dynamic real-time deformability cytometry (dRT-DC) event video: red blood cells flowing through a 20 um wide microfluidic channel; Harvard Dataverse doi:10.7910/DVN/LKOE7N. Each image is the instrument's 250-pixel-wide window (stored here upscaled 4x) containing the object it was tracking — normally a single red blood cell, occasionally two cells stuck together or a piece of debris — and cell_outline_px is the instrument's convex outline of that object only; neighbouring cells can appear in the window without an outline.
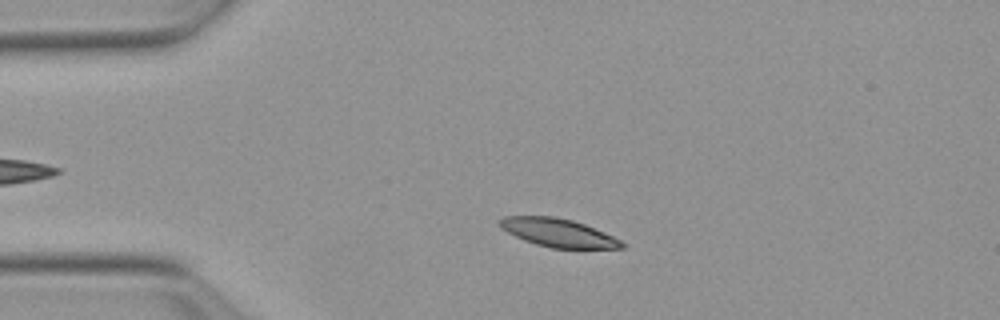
{"species": "Egyptian fruit bat (a non-hibernating species)", "species_latin": "Rousettus aegyptiacus", "temperature_condition": "warm", "stored_images_in_passage": 50, "camera_frame_rate_fps": 3000, "um_per_image_px": 0.085, "animal": {"sex": "female"}, "frame": {"image": 1, "passage_image": 8, "time_ms": 2.333, "image_size_px": [1000, 320], "cell_outline_px": [[624, 248], [552, 248], [536, 244], [524, 240], [500, 228], [496, 224], [496, 220], [504, 216], [552, 216], [572, 220], [584, 224], [612, 236], [620, 240], [624, 244]], "centroid_in_image_um": [47.37, 19.77], "position_along_channel_um": 37.6, "area_um2": 20.0}}
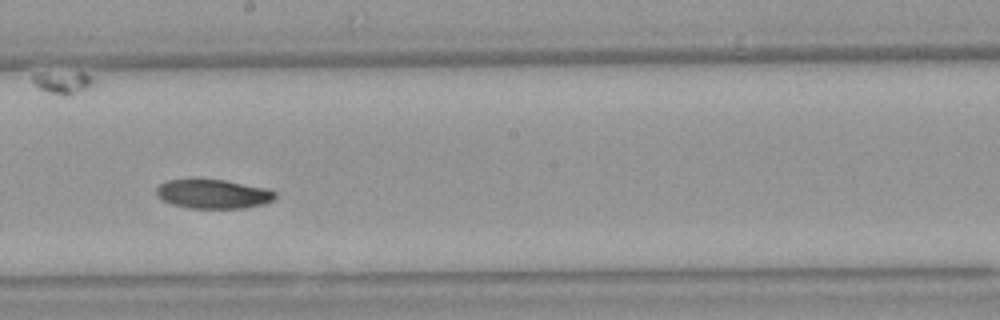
{"frame": {"image": 2, "passage_image": 26, "time_ms": 8.333, "image_size_px": [1000, 320], "cell_outline_px": [[276, 196], [272, 200], [264, 204], [244, 208], [188, 208], [172, 204], [156, 196], [156, 188], [160, 184], [168, 180], [224, 180], [268, 188], [276, 192]], "centroid_in_image_um": [18.14, 16.49], "position_along_channel_um": 230.1, "area_um2": 20.06}}
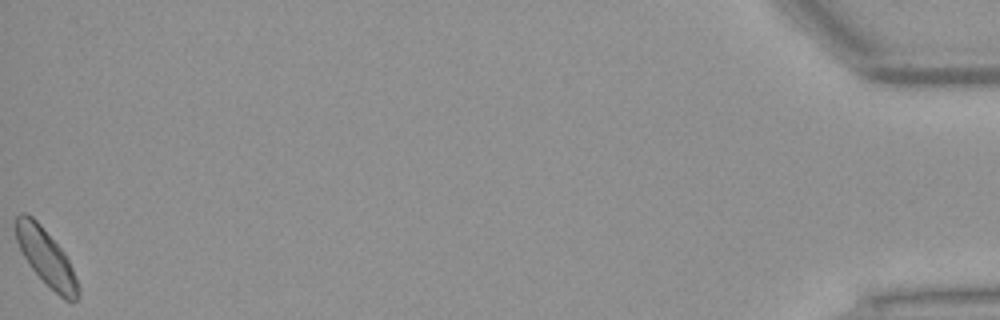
{"frame": {"image": 3, "passage_image": 50, "time_ms": 16.333, "image_size_px": [1000, 320], "cell_outline_px": [[80, 288], [76, 300], [64, 300], [28, 264], [16, 240], [12, 224], [16, 216], [20, 212], [24, 212], [32, 216], [40, 224], [64, 252], [72, 268]], "centroid_in_image_um": [3.86, 21.79], "position_along_channel_um": 431.3, "area_um2": 20.29}, "authors_computed_cell_mechanics": {"area_um2": 20.4612, "velocity_mm_per_s": 3.8034, "shape_relaxation_time_tau1_ms": 3.7383, "shape_relaxation_time_tau2_ms": null, "deformation_change_tau1": 0.1029, "deformation_change_tau2": null}}